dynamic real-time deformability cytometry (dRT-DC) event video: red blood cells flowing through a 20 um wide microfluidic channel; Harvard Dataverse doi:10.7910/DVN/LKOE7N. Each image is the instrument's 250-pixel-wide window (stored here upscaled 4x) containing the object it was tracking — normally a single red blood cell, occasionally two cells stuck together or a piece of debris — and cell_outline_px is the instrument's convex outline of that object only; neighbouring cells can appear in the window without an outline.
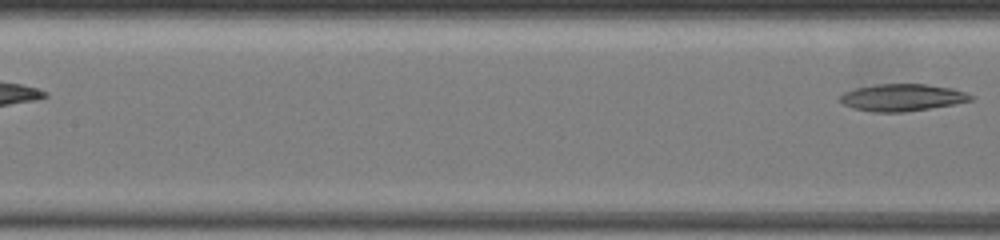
{"species": "common noctule bat (a hibernating species)", "species_latin": "Nyctalus noctula", "temperature_condition": "warm", "stored_images_in_passage": 9, "segment_of_instrument_passage": [2, 2], "camera_frame_rate_fps": 3000, "um_per_image_px": 0.085, "animal": {"sex": "female", "body_mass_g": 19.5, "forearm_length_mm": 54.1}, "frame": {"image": 1, "passage_image": 9, "time_ms": 6.0, "image_size_px": [1000, 240], "cell_outline_px": [[972, 100], [952, 104], [904, 112], [872, 112], [852, 108], [836, 100], [844, 92], [856, 88], [876, 84], [928, 84], [952, 88], [964, 92], [972, 96]], "centroid_in_image_um": [76.62, 8.28], "position_along_channel_um": 130.8, "area_um2": 20.52}}